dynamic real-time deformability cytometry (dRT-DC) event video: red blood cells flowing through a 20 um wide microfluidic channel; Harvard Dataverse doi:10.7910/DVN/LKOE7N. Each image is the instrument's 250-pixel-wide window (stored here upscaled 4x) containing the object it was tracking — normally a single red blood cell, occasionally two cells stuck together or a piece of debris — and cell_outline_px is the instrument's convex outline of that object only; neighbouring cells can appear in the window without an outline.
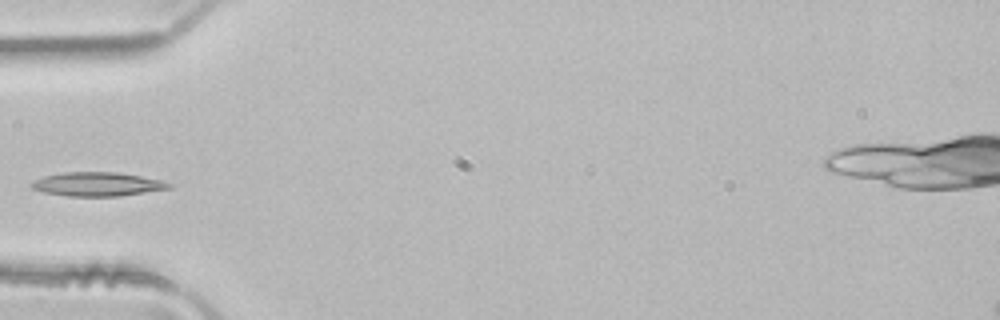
{"species": "common noctule bat (a hibernating species)", "species_latin": "Nyctalus noctula", "temperature_condition": "room temperature", "stored_images_in_passage": 2, "camera_frame_rate_fps": 3000, "um_per_image_px": 0.085, "animal": {"sex": "male", "body_mass_g": 21.5, "forearm_length_mm": 52.0}, "frame": {"image": 1, "passage_image": 2, "time_ms": 0.333, "image_size_px": [1000, 320], "cell_outline_px": [[172, 188], [120, 196], [68, 196], [44, 192], [32, 188], [28, 184], [32, 180], [44, 176], [64, 172], [116, 172], [140, 176], [160, 180], [172, 184]], "centroid_in_image_um": [8.24, 15.65], "position_along_channel_um": 76.8, "area_um2": 19.13}}